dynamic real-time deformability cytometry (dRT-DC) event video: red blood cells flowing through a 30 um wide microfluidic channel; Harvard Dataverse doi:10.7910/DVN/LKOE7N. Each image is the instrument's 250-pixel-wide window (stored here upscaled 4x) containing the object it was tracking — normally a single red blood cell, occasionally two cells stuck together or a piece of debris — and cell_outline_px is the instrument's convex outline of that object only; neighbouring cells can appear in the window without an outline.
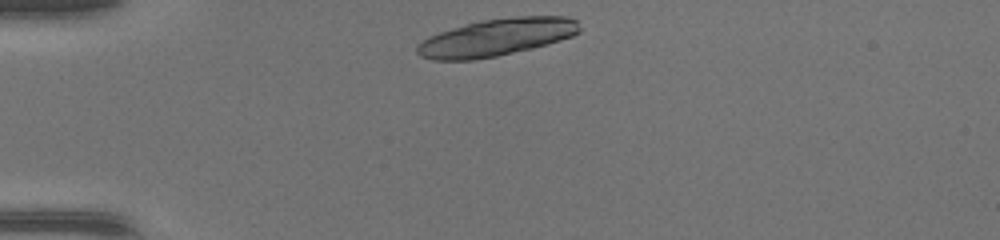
{"species": "common noctule bat (a hibernating species)", "species_latin": "Nyctalus noctula", "temperature_condition": "warm", "stored_images_in_passage": 6, "camera_frame_rate_fps": 3000, "um_per_image_px": 0.085, "animal": {"sex": "female", "body_mass_g": 17.0, "forearm_length_mm": 48.0}, "frame": {"image": 1, "passage_image": 1, "time_ms": 0.0, "image_size_px": [1000, 240], "cell_outline_px": [[580, 32], [572, 36], [548, 44], [532, 48], [496, 56], [472, 60], [432, 60], [420, 56], [416, 52], [416, 44], [428, 36], [452, 28], [480, 20], [516, 16], [568, 16], [576, 20], [580, 28]], "centroid_in_image_um": [42.19, 3.17], "position_along_channel_um": 42.8, "area_um2": 35.43}}